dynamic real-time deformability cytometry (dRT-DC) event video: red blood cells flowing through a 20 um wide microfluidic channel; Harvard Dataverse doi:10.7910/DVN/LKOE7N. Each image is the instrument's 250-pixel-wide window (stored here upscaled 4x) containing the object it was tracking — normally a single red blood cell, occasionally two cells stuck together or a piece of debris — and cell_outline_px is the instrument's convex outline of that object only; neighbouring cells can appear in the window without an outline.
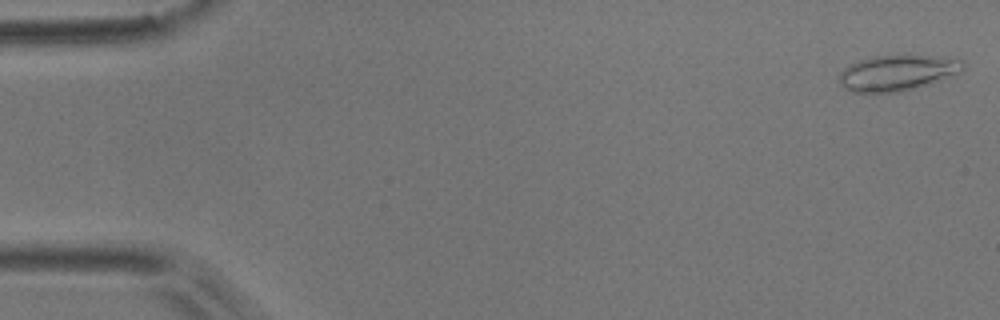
{"species": "common noctule bat (a hibernating species)", "species_latin": "Nyctalus noctula", "temperature_condition": "room temperature", "stored_images_in_passage": 49, "camera_frame_rate_fps": 3000, "um_per_image_px": 0.085, "animal": {"sex": "male", "body_mass_g": 17.9}, "frame": {"image": 1, "passage_image": 1, "time_ms": 0.0, "image_size_px": [1000, 320], "cell_outline_px": [[964, 68], [960, 72], [900, 92], [852, 92], [844, 88], [840, 84], [840, 72], [848, 64], [860, 60], [876, 56], [904, 52], [912, 52], [964, 60]], "centroid_in_image_um": [76.26, 6.12], "position_along_channel_um": 8.7, "area_um2": 26.18}}
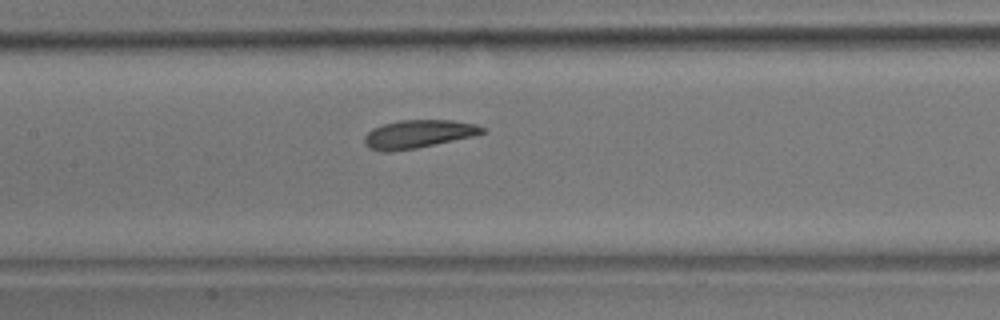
{"frame": {"image": 2, "passage_image": 25, "time_ms": 8.0, "image_size_px": [1000, 320], "cell_outline_px": [[488, 132], [472, 136], [416, 148], [388, 152], [380, 152], [368, 148], [364, 144], [364, 136], [372, 128], [384, 124], [400, 120], [452, 120], [476, 124], [488, 128]], "centroid_in_image_um": [35.55, 11.39], "position_along_channel_um": 171.8, "area_um2": 19.48}}
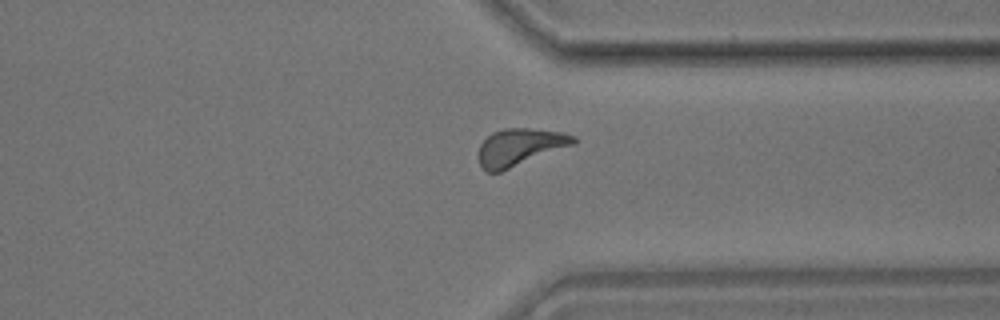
{"frame": {"image": 3, "passage_image": 41, "time_ms": 13.333, "image_size_px": [1000, 320], "cell_outline_px": [[576, 144], [500, 172], [484, 172], [480, 164], [480, 144], [492, 132], [504, 128], [528, 128], [564, 132], [576, 136]], "centroid_in_image_um": [44.22, 12.5], "position_along_channel_um": 367.2, "area_um2": 20.63}, "authors_computed_cell_mechanics": {"area_um2": 19.941, "velocity_mm_per_s": 3.6815, "shape_relaxation_time_tau1_ms": 6.0471, "shape_relaxation_time_tau2_ms": 2.0518, "deformation_change_tau1": 0.1261, "deformation_change_tau2": 0.1055}}